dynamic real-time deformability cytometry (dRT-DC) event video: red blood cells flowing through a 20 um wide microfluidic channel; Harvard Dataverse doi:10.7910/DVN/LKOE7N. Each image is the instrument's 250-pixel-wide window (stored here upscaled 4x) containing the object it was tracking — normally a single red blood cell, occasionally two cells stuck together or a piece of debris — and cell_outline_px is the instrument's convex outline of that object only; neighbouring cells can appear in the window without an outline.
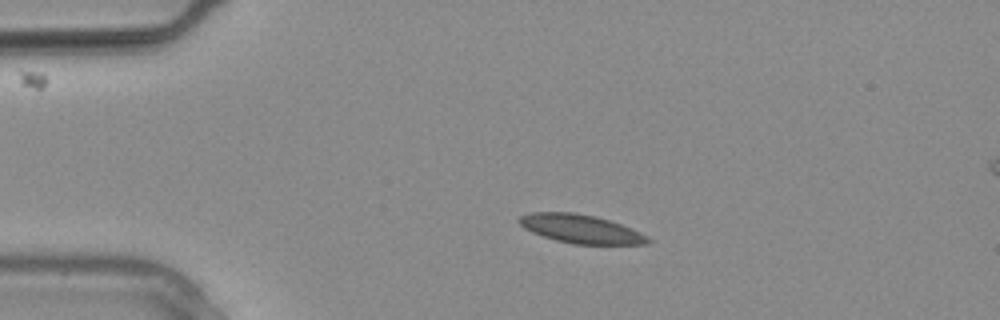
{"species": "common noctule bat (a hibernating species)", "species_latin": "Nyctalus noctula", "temperature_condition": "warm", "stored_images_in_passage": 11, "camera_frame_rate_fps": 3000, "um_per_image_px": 0.085, "animal": {"sex": "male", "body_mass_g": 20.4}, "frame": {"image": 1, "passage_image": 5, "time_ms": 1.333, "image_size_px": [1000, 320], "cell_outline_px": [[652, 240], [648, 244], [572, 244], [556, 240], [532, 232], [524, 228], [516, 220], [520, 216], [528, 212], [576, 212], [596, 216], [632, 228], [648, 236]], "centroid_in_image_um": [49.36, 19.45], "position_along_channel_um": 35.6, "area_um2": 21.56}}